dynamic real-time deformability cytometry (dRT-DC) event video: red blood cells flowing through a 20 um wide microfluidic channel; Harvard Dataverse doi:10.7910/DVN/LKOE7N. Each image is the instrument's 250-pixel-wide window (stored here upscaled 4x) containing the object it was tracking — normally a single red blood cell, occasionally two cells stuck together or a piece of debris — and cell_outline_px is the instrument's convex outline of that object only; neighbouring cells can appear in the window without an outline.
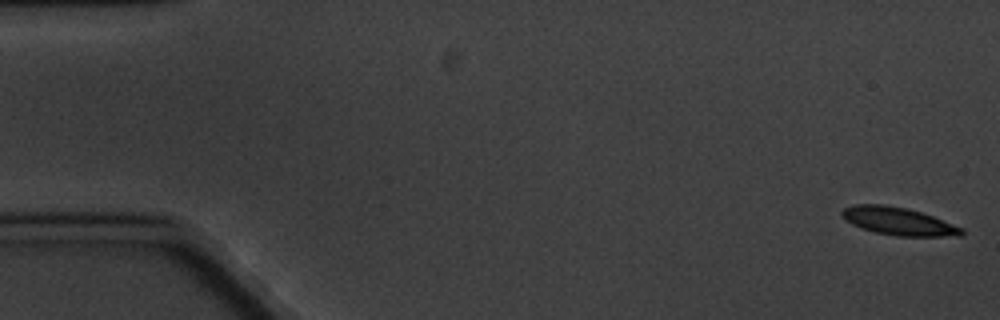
{"species": "common noctule bat (a hibernating species)", "species_latin": "Nyctalus noctula", "temperature_condition": "cold", "stored_images_in_passage": 9, "camera_frame_rate_fps": 3000, "um_per_image_px": 0.085, "animal": {"sex": "male", "body_mass_g": 20.1, "forearm_length_mm": 53.5}, "frame": {"image": 1, "passage_image": 1, "time_ms": 0.0, "image_size_px": [1000, 320], "cell_outline_px": [[964, 232], [960, 236], [896, 236], [876, 232], [860, 228], [852, 224], [840, 216], [840, 212], [844, 208], [852, 204], [884, 204], [908, 208], [932, 216], [964, 228]], "centroid_in_image_um": [76.33, 18.79], "position_along_channel_um": 8.7, "area_um2": 19.48}}
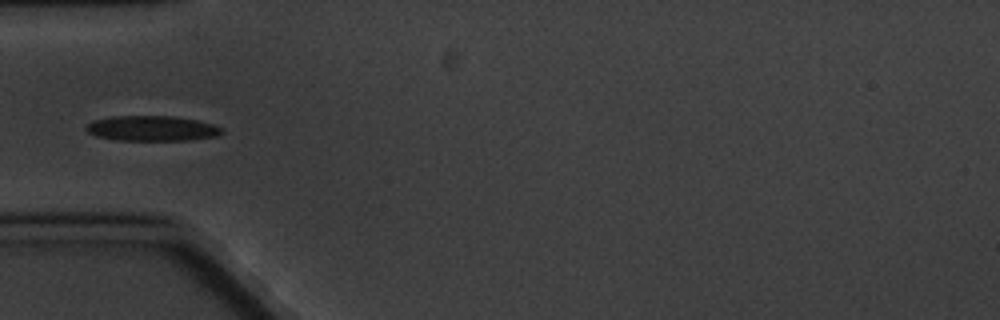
{"frame": {"image": 2, "passage_image": 6, "time_ms": 6.0, "image_size_px": [1000, 320], "cell_outline_px": [[224, 132], [216, 136], [192, 140], [120, 140], [96, 136], [88, 132], [84, 128], [92, 120], [112, 116], [176, 116], [196, 120], [212, 124], [224, 128]], "centroid_in_image_um": [12.93, 10.91], "position_along_channel_um": 72.1, "area_um2": 20.0}}